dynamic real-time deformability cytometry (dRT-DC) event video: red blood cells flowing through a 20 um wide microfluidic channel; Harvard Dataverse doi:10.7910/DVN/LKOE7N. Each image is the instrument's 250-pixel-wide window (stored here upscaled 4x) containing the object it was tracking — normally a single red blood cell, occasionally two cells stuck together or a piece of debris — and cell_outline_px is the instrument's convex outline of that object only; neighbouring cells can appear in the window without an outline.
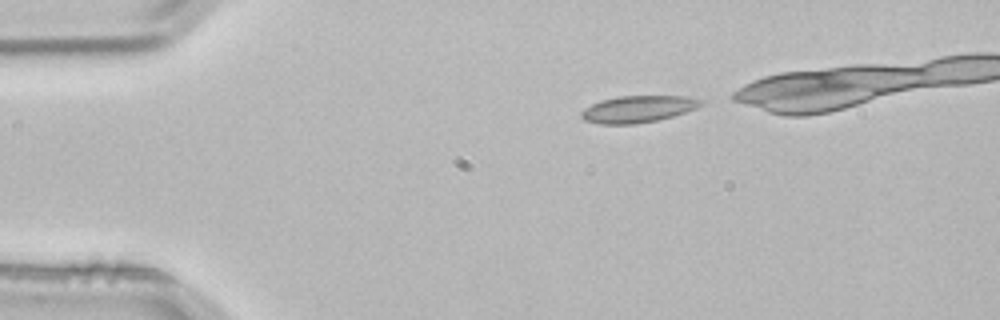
{"species": "common noctule bat (a hibernating species)", "species_latin": "Nyctalus noctula", "temperature_condition": "room temperature", "stored_images_in_passage": 2, "camera_frame_rate_fps": 3000, "um_per_image_px": 0.085, "animal": {"sex": "male", "body_mass_g": 21.5, "forearm_length_mm": 52.0}, "frame": {"image": 1, "passage_image": 1, "time_ms": 0.0, "image_size_px": [1000, 320], "cell_outline_px": [[704, 104], [696, 108], [672, 116], [656, 120], [636, 124], [600, 124], [584, 120], [580, 116], [580, 112], [584, 108], [600, 100], [616, 96], [688, 96], [704, 100]], "centroid_in_image_um": [54.21, 9.26], "position_along_channel_um": 30.8, "area_um2": 18.79}}